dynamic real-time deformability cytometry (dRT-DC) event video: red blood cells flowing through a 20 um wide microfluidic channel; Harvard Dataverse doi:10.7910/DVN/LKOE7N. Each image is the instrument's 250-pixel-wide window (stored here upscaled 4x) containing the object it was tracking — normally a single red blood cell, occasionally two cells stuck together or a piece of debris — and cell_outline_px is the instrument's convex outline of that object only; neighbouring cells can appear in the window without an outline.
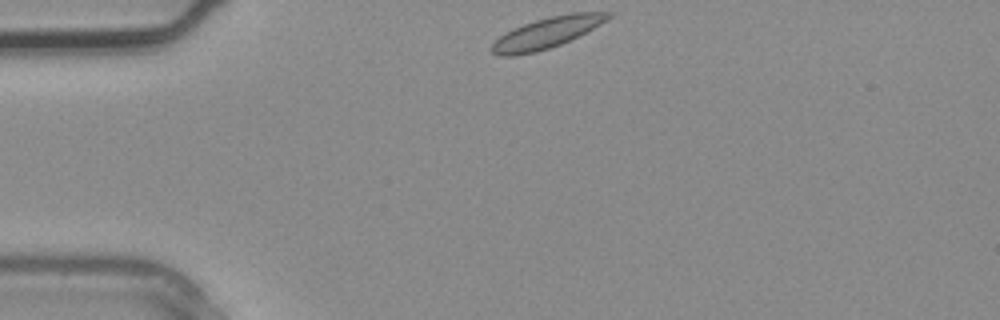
{"species": "common noctule bat (a hibernating species)", "species_latin": "Nyctalus noctula", "temperature_condition": "warm", "stored_images_in_passage": 2, "camera_frame_rate_fps": 3000, "um_per_image_px": 0.085, "animal": {"sex": "male", "body_mass_g": 20.4}, "frame": {"image": 1, "passage_image": 1, "time_ms": 0.0, "image_size_px": [1000, 320], "cell_outline_px": [[612, 16], [600, 24], [560, 44], [536, 52], [512, 56], [500, 56], [492, 52], [488, 48], [500, 36], [524, 24], [536, 20], [552, 16], [572, 12], [612, 12]], "centroid_in_image_um": [46.45, 2.79], "position_along_channel_um": 38.5, "area_um2": 20.35}}